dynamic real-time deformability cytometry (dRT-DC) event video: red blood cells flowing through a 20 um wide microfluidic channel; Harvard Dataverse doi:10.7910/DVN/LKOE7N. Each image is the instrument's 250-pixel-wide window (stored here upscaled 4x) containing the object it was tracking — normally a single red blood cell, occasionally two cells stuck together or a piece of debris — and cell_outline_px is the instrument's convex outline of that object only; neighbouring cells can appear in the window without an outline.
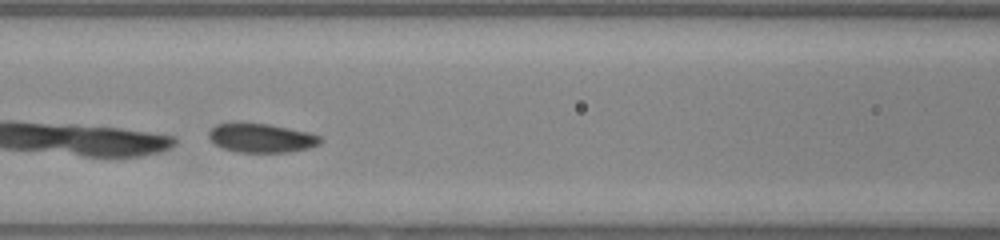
{"species": "common noctule bat (a hibernating species)", "species_latin": "Nyctalus noctula", "temperature_condition": "warm", "stored_images_in_passage": 22, "camera_frame_rate_fps": 3000, "um_per_image_px": 0.085, "animal": {"sex": "male", "body_mass_g": 20.0, "forearm_length_mm": 53.3}, "frame": {"image": 1, "passage_image": 14, "time_ms": 4.333, "image_size_px": [1000, 240], "cell_outline_px": [[324, 140], [320, 144], [308, 148], [288, 152], [236, 152], [224, 148], [216, 144], [208, 136], [208, 132], [216, 124], [268, 124], [308, 132], [320, 136]], "centroid_in_image_um": [22.26, 11.74], "position_along_channel_um": 144.3, "area_um2": 18.5}}
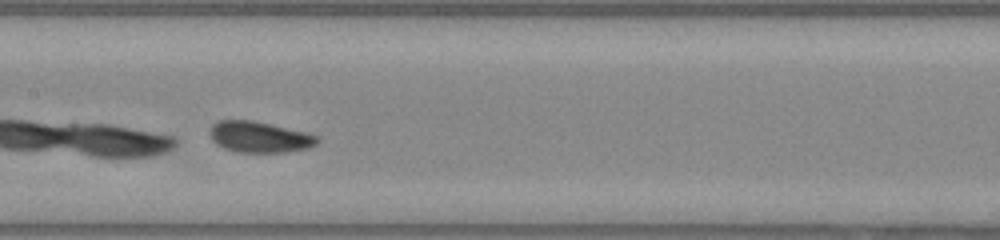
{"frame": {"image": 2, "passage_image": 17, "time_ms": 5.333, "image_size_px": [1000, 240], "cell_outline_px": [[320, 140], [316, 144], [308, 148], [284, 152], [236, 152], [224, 148], [216, 144], [212, 140], [208, 132], [212, 124], [220, 120], [252, 120], [304, 132], [320, 136]], "centroid_in_image_um": [22.02, 11.65], "position_along_channel_um": 185.4, "area_um2": 19.42}}